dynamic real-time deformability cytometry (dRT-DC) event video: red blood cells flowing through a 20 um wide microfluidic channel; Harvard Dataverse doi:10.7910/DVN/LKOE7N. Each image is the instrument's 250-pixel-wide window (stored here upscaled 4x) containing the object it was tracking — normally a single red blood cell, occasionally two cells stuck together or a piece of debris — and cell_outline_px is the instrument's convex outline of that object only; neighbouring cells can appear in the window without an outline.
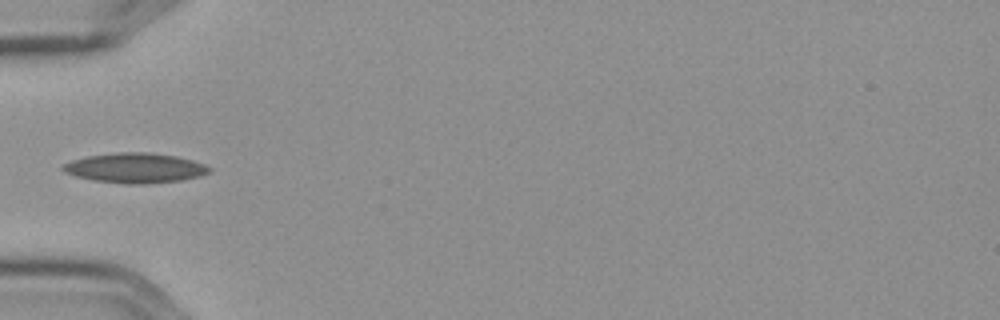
{"species": "Egyptian fruit bat (a non-hibernating species)", "species_latin": "Rousettus aegyptiacus", "temperature_condition": "cold", "stored_images_in_passage": 7, "camera_frame_rate_fps": 3000, "um_per_image_px": 0.085, "frame": {"image": 1, "passage_image": 5, "time_ms": 1.333, "image_size_px": [1000, 320], "cell_outline_px": [[212, 172], [200, 176], [180, 180], [144, 184], [124, 184], [92, 180], [76, 176], [64, 172], [60, 168], [64, 164], [72, 160], [88, 156], [116, 152], [152, 152], [176, 156], [192, 160], [204, 164], [212, 168]], "centroid_in_image_um": [11.5, 14.27], "position_along_channel_um": 73.5, "area_um2": 25.66}}
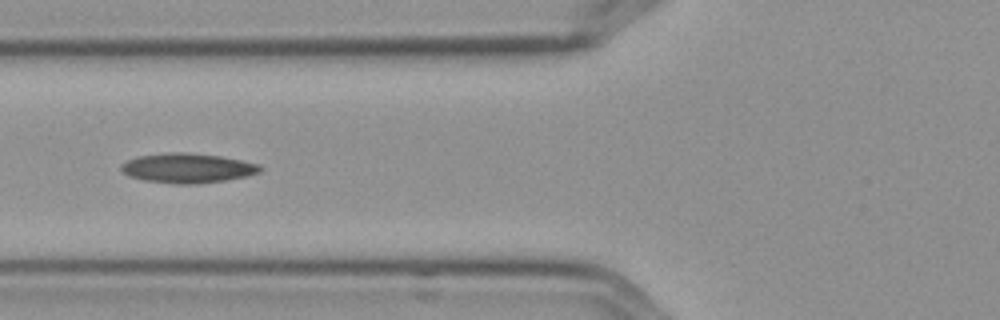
{"frame": {"image": 2, "passage_image": 6, "time_ms": 1.667, "image_size_px": [1000, 320], "cell_outline_px": [[260, 172], [248, 176], [200, 184], [172, 184], [144, 180], [132, 176], [124, 172], [120, 168], [120, 164], [136, 156], [168, 152], [188, 152], [220, 156], [260, 164]], "centroid_in_image_um": [15.93, 14.28], "position_along_channel_um": 109.9, "area_um2": 24.04}}
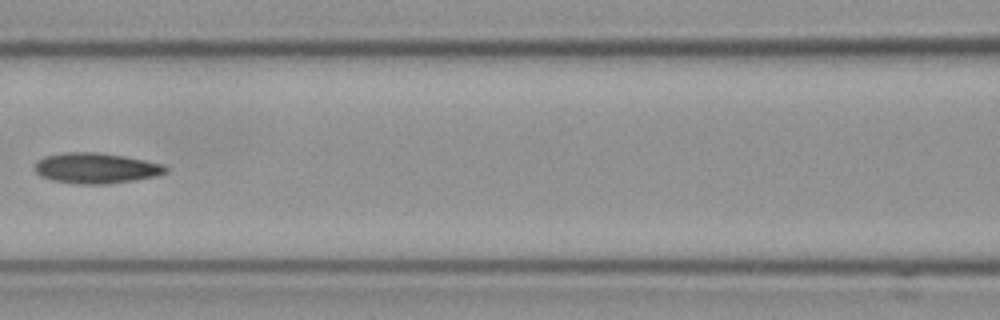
{"frame": {"image": 3, "passage_image": 7, "time_ms": 2.0, "image_size_px": [1000, 320], "cell_outline_px": [[168, 172], [156, 176], [136, 180], [108, 184], [80, 184], [52, 180], [40, 176], [36, 172], [36, 160], [44, 156], [64, 152], [100, 152], [124, 156], [164, 164], [168, 168]], "centroid_in_image_um": [8.18, 14.29], "position_along_channel_um": 158.4, "area_um2": 23.47}}